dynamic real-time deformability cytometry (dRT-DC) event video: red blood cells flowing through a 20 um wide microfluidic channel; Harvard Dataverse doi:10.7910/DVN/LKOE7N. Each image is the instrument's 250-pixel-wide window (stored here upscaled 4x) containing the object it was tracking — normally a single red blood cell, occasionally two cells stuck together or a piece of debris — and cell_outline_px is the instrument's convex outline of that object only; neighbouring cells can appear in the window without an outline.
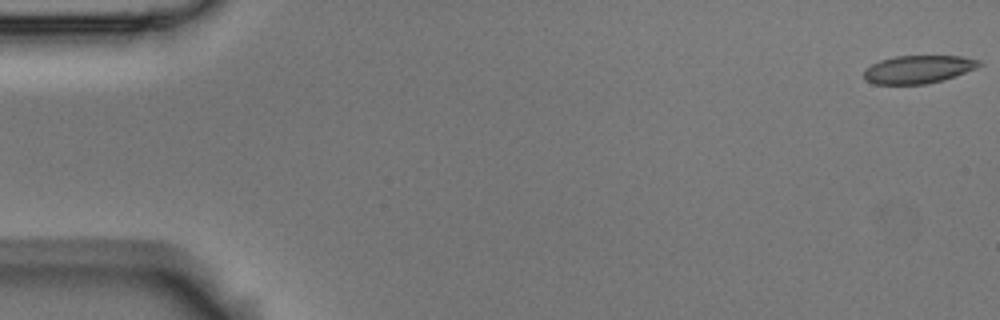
{"species": "Egyptian fruit bat (a non-hibernating species)", "species_latin": "Rousettus aegyptiacus", "temperature_condition": "room temperature", "stored_images_in_passage": 58, "camera_frame_rate_fps": 3000, "um_per_image_px": 0.085, "animal": {"sex": "male"}, "frame": {"image": 1, "passage_image": 1, "time_ms": 0.0, "image_size_px": [1000, 320], "cell_outline_px": [[984, 64], [976, 68], [956, 76], [944, 80], [924, 84], [876, 84], [864, 80], [864, 68], [880, 60], [896, 56], [960, 56], [980, 60]], "centroid_in_image_um": [78.06, 5.89], "position_along_channel_um": 6.9, "area_um2": 18.9}}
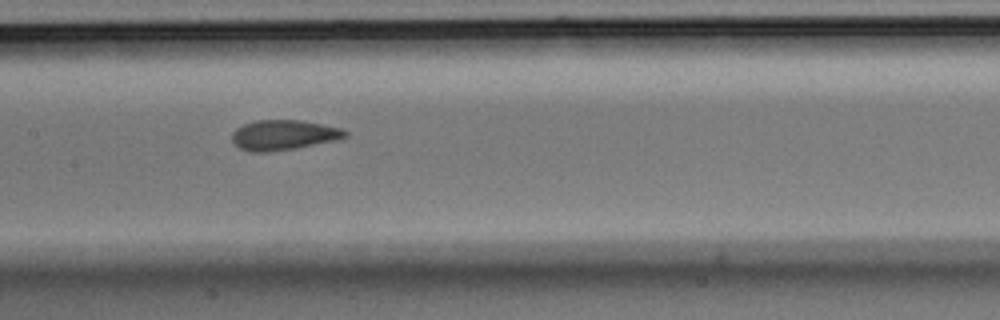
{"frame": {"image": 2, "passage_image": 28, "time_ms": 9.0, "image_size_px": [1000, 320], "cell_outline_px": [[348, 136], [336, 140], [296, 148], [268, 152], [248, 152], [240, 148], [232, 140], [232, 132], [236, 128], [244, 124], [256, 120], [300, 120], [340, 128], [348, 132]], "centroid_in_image_um": [24.08, 11.48], "position_along_channel_um": 183.3, "area_um2": 19.77}}
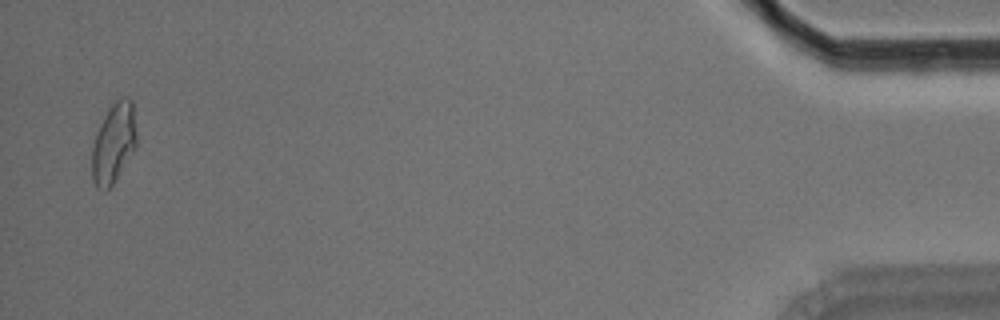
{"frame": {"image": 3, "passage_image": 56, "time_ms": 18.333, "image_size_px": [1000, 320], "cell_outline_px": [[136, 148], [112, 184], [104, 192], [96, 188], [92, 180], [92, 148], [96, 132], [108, 108], [116, 100], [124, 96], [128, 96], [132, 100], [136, 132]], "centroid_in_image_um": [9.65, 12.16], "position_along_channel_um": 425.5, "area_um2": 20.87}}